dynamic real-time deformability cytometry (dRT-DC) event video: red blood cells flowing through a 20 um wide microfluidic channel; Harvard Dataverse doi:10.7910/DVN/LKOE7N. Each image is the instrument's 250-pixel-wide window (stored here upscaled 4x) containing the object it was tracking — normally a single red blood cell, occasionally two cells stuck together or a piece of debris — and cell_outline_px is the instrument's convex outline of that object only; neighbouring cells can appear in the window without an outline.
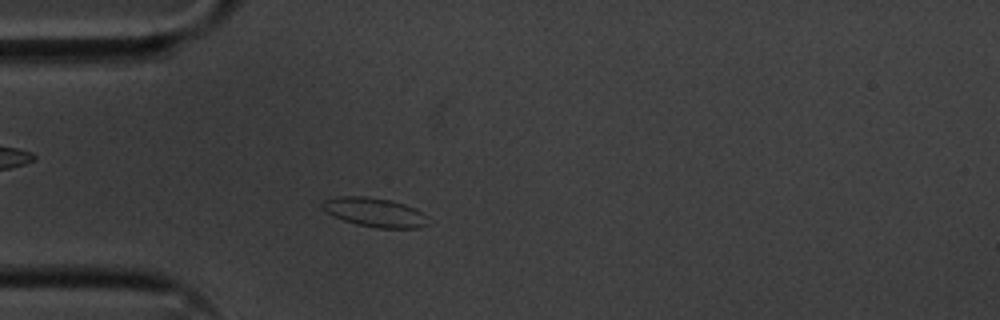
{"species": "common noctule bat (a hibernating species)", "species_latin": "Nyctalus noctula", "temperature_condition": "cold", "stored_images_in_passage": 38, "camera_frame_rate_fps": 3000, "um_per_image_px": 0.085, "animal": {"sex": "male", "body_mass_g": 20.1, "forearm_length_mm": 53.5}, "frame": {"image": 1, "passage_image": 10, "time_ms": 3.0, "image_size_px": [1000, 320], "cell_outline_px": [[432, 220], [428, 224], [420, 228], [376, 228], [356, 224], [344, 220], [324, 212], [320, 204], [324, 200], [336, 196], [364, 196], [392, 200], [416, 208], [428, 216]], "centroid_in_image_um": [31.88, 18.05], "position_along_channel_um": 53.1, "area_um2": 18.32}}
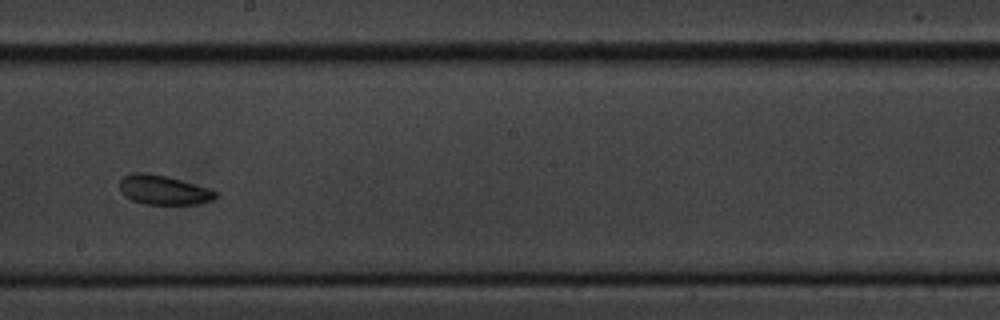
{"frame": {"image": 2, "passage_image": 26, "time_ms": 8.333, "image_size_px": [1000, 320], "cell_outline_px": [[216, 196], [212, 200], [200, 204], [144, 204], [132, 200], [124, 196], [120, 192], [120, 180], [124, 176], [132, 172], [148, 172], [180, 180], [216, 192]], "centroid_in_image_um": [13.81, 16.15], "position_along_channel_um": 234.4, "area_um2": 16.18}}
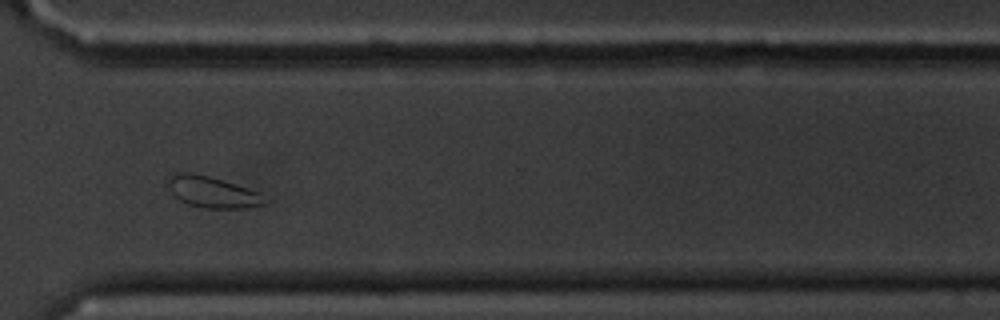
{"frame": {"image": 3, "passage_image": 36, "time_ms": 11.667, "image_size_px": [1000, 320], "cell_outline_px": [[272, 200], [268, 204], [248, 208], [204, 208], [188, 204], [180, 200], [168, 188], [164, 180], [172, 172], [188, 172], [208, 176], [260, 192]], "centroid_in_image_um": [18.08, 16.33], "position_along_channel_um": 352.5, "area_um2": 18.03}, "authors_computed_cell_mechanics": {"area_um2": 16.6464, "velocity_mm_per_s": 3.5375, "shape_relaxation_time_tau1_ms": 9.5779, "shape_relaxation_time_tau2_ms": 5.614, "deformation_change_tau1": 0.1999, "deformation_change_tau2": 0.1044}}